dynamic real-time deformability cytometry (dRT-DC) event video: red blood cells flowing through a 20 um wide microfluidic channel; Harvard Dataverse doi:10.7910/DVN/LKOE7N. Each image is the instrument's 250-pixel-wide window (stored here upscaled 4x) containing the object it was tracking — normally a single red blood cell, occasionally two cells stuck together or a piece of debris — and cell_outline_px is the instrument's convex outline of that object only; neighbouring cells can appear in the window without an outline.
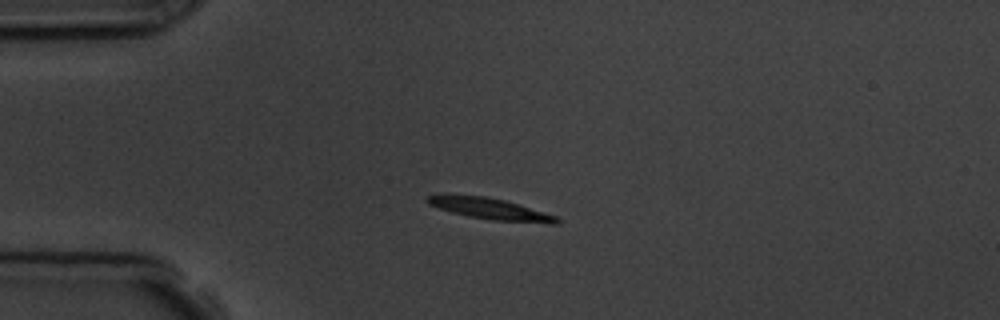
{"species": "common noctule bat (a hibernating species)", "species_latin": "Nyctalus noctula", "temperature_condition": "room temperature", "stored_images_in_passage": 4, "camera_frame_rate_fps": 3000, "um_per_image_px": 0.085, "animal": {"sex": "male", "body_mass_g": 19.5, "forearm_length_mm": 54.6}, "frame": {"image": 1, "passage_image": 2, "time_ms": 2.0, "image_size_px": [1000, 320], "cell_outline_px": [[560, 224], [548, 224], [492, 220], [468, 216], [452, 212], [428, 204], [424, 200], [428, 196], [440, 192], [444, 192], [484, 196], [504, 200], [520, 204], [556, 216], [560, 220]], "centroid_in_image_um": [41.61, 17.72], "position_along_channel_um": 43.4, "area_um2": 16.65}}